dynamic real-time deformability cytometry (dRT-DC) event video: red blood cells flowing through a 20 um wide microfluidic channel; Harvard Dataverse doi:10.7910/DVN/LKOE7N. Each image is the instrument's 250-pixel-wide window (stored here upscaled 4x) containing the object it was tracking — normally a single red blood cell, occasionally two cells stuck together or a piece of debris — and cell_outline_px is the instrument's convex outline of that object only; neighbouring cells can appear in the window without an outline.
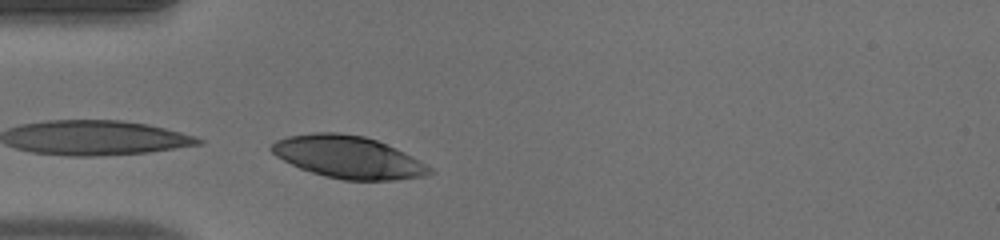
{"species": "human", "species_latin": "Homo sapiens", "temperature_condition": "warm", "stored_images_in_passage": 6, "camera_frame_rate_fps": 3000, "um_per_image_px": 0.085, "donor": {"sex": "male"}, "frame": {"image": 1, "passage_image": 6, "time_ms": 1.667, "image_size_px": [1000, 240], "cell_outline_px": [[436, 172], [424, 176], [392, 180], [344, 180], [324, 176], [300, 168], [276, 156], [268, 148], [276, 140], [288, 136], [312, 132], [336, 132], [364, 136], [376, 140], [432, 168]], "centroid_in_image_um": [29.53, 13.35], "position_along_channel_um": 55.5, "area_um2": 38.38}}